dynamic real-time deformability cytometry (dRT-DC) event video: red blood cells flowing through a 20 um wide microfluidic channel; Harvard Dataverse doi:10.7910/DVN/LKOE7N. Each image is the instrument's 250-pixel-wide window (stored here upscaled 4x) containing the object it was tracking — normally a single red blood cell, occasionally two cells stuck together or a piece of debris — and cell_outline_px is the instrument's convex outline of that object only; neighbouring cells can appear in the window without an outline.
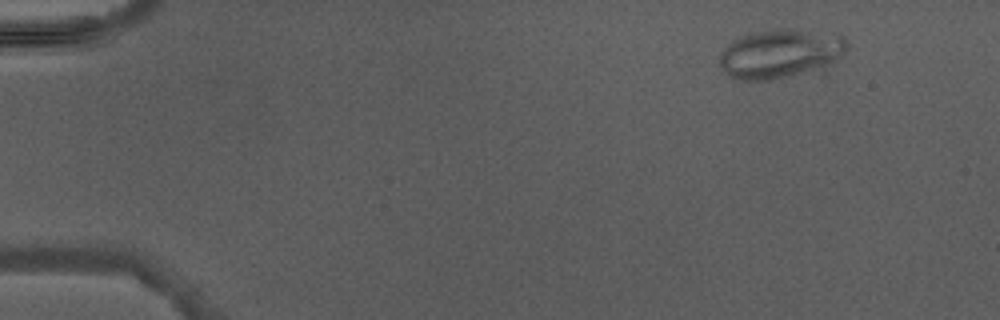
{"species": "Egyptian fruit bat (a non-hibernating species)", "species_latin": "Rousettus aegyptiacus", "temperature_condition": "warm", "stored_images_in_passage": 4, "camera_frame_rate_fps": 3000, "um_per_image_px": 0.085, "animal": {"sex": "male"}, "frame": {"image": 1, "passage_image": 4, "time_ms": 4.333, "image_size_px": [1000, 320], "cell_outline_px": [[848, 48], [836, 60], [788, 76], [772, 80], [736, 80], [728, 76], [720, 64], [720, 52], [732, 40], [752, 32], [808, 32], [844, 36], [848, 44]], "centroid_in_image_um": [66.22, 4.6], "position_along_channel_um": 18.8, "area_um2": 34.51}}